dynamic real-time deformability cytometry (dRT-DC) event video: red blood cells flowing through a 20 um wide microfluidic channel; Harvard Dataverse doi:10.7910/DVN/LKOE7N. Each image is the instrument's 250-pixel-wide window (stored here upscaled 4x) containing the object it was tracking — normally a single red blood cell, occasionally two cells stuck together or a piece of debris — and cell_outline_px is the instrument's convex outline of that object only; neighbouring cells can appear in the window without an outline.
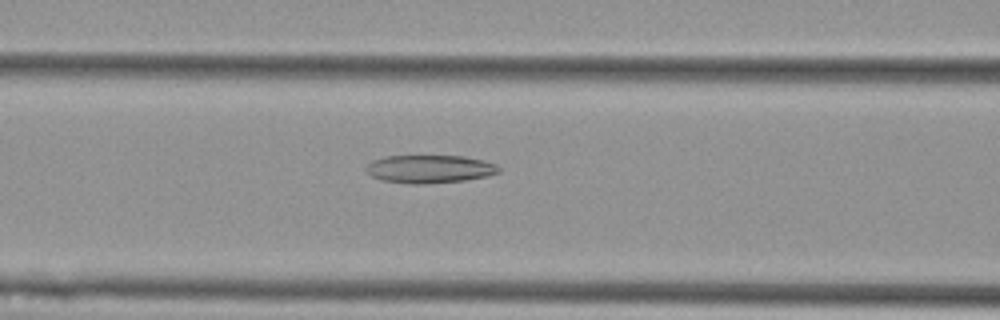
{"species": "Egyptian fruit bat (a non-hibernating species)", "species_latin": "Rousettus aegyptiacus", "temperature_condition": "cold", "stored_images_in_passage": 55, "camera_frame_rate_fps": 3000, "um_per_image_px": 0.085, "animal": {"sex": "female"}, "frame": {"image": 1, "passage_image": 23, "time_ms": 7.333, "image_size_px": [1000, 320], "cell_outline_px": [[500, 172], [488, 176], [464, 180], [424, 184], [412, 184], [380, 180], [372, 176], [364, 168], [372, 160], [384, 156], [464, 156], [484, 160], [496, 164], [500, 168]], "centroid_in_image_um": [36.52, 14.36], "position_along_channel_um": 130.1, "area_um2": 21.79}}
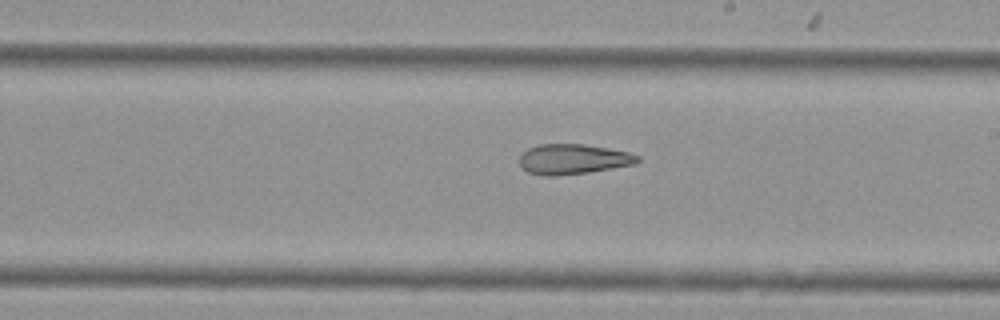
{"frame": {"image": 2, "passage_image": 32, "time_ms": 10.333, "image_size_px": [1000, 320], "cell_outline_px": [[640, 160], [636, 164], [588, 172], [556, 176], [544, 176], [528, 172], [520, 164], [520, 152], [528, 148], [540, 144], [584, 144], [608, 148], [628, 152], [640, 156]], "centroid_in_image_um": [48.71, 13.52], "position_along_channel_um": 240.3, "area_um2": 20.81}}
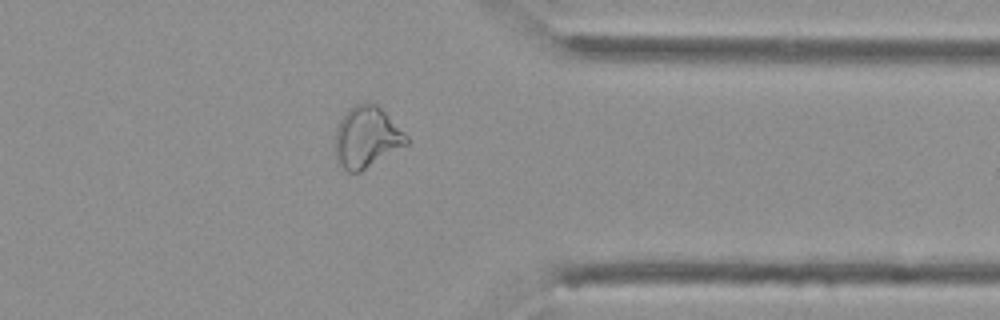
{"frame": {"image": 3, "passage_image": 44, "time_ms": 14.333, "image_size_px": [1000, 320], "cell_outline_px": [[408, 144], [360, 172], [348, 172], [336, 160], [336, 128], [340, 120], [348, 108], [356, 104], [376, 104], [408, 136]], "centroid_in_image_um": [31.16, 11.68], "position_along_channel_um": 380.2, "area_um2": 25.03}, "authors_computed_cell_mechanics": {"area_um2": 26.5302, "velocity_mm_per_s": 3.6958, "shape_relaxation_time_tau1_ms": null, "shape_relaxation_time_tau2_ms": 5.8586, "deformation_change_tau1": null, "deformation_change_tau2": 0.1504}}